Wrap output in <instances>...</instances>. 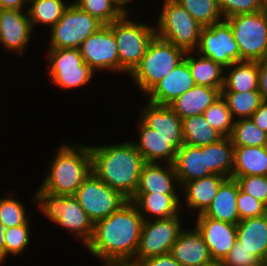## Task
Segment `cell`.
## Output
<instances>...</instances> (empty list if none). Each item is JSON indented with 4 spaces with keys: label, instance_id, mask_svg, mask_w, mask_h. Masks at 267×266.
Segmentation results:
<instances>
[{
    "label": "cell",
    "instance_id": "1",
    "mask_svg": "<svg viewBox=\"0 0 267 266\" xmlns=\"http://www.w3.org/2000/svg\"><path fill=\"white\" fill-rule=\"evenodd\" d=\"M143 217L128 200L117 211L94 223L91 240L83 248L100 262L132 261L137 252Z\"/></svg>",
    "mask_w": 267,
    "mask_h": 266
},
{
    "label": "cell",
    "instance_id": "2",
    "mask_svg": "<svg viewBox=\"0 0 267 266\" xmlns=\"http://www.w3.org/2000/svg\"><path fill=\"white\" fill-rule=\"evenodd\" d=\"M117 141L113 144L89 145L92 172L130 200L138 188L140 174L146 162L130 138Z\"/></svg>",
    "mask_w": 267,
    "mask_h": 266
},
{
    "label": "cell",
    "instance_id": "3",
    "mask_svg": "<svg viewBox=\"0 0 267 266\" xmlns=\"http://www.w3.org/2000/svg\"><path fill=\"white\" fill-rule=\"evenodd\" d=\"M48 161L43 180L33 192L74 195L92 173L90 147L80 142H60Z\"/></svg>",
    "mask_w": 267,
    "mask_h": 266
},
{
    "label": "cell",
    "instance_id": "4",
    "mask_svg": "<svg viewBox=\"0 0 267 266\" xmlns=\"http://www.w3.org/2000/svg\"><path fill=\"white\" fill-rule=\"evenodd\" d=\"M30 204L35 206L46 220L67 234L80 246L85 247L91 240L94 223L85 213L74 195L53 194L50 192L32 193ZM61 227V228H60Z\"/></svg>",
    "mask_w": 267,
    "mask_h": 266
},
{
    "label": "cell",
    "instance_id": "5",
    "mask_svg": "<svg viewBox=\"0 0 267 266\" xmlns=\"http://www.w3.org/2000/svg\"><path fill=\"white\" fill-rule=\"evenodd\" d=\"M141 21V18L137 20L136 15L133 17L132 13H125L108 24L117 42L121 76L124 74L128 77L134 71L156 36L155 24L144 19Z\"/></svg>",
    "mask_w": 267,
    "mask_h": 266
},
{
    "label": "cell",
    "instance_id": "6",
    "mask_svg": "<svg viewBox=\"0 0 267 266\" xmlns=\"http://www.w3.org/2000/svg\"><path fill=\"white\" fill-rule=\"evenodd\" d=\"M185 51L155 36L138 66L128 76L144 97L160 80L184 60Z\"/></svg>",
    "mask_w": 267,
    "mask_h": 266
},
{
    "label": "cell",
    "instance_id": "7",
    "mask_svg": "<svg viewBox=\"0 0 267 266\" xmlns=\"http://www.w3.org/2000/svg\"><path fill=\"white\" fill-rule=\"evenodd\" d=\"M161 1L163 4L160 2L159 13L154 14L155 20L151 18L155 24L156 36L185 52L195 51L203 26L176 0Z\"/></svg>",
    "mask_w": 267,
    "mask_h": 266
},
{
    "label": "cell",
    "instance_id": "8",
    "mask_svg": "<svg viewBox=\"0 0 267 266\" xmlns=\"http://www.w3.org/2000/svg\"><path fill=\"white\" fill-rule=\"evenodd\" d=\"M46 78L59 90H76L93 85L95 73L83 61L79 48L46 49ZM92 82V83H91Z\"/></svg>",
    "mask_w": 267,
    "mask_h": 266
},
{
    "label": "cell",
    "instance_id": "9",
    "mask_svg": "<svg viewBox=\"0 0 267 266\" xmlns=\"http://www.w3.org/2000/svg\"><path fill=\"white\" fill-rule=\"evenodd\" d=\"M240 51V61L267 58V10L226 18Z\"/></svg>",
    "mask_w": 267,
    "mask_h": 266
},
{
    "label": "cell",
    "instance_id": "10",
    "mask_svg": "<svg viewBox=\"0 0 267 266\" xmlns=\"http://www.w3.org/2000/svg\"><path fill=\"white\" fill-rule=\"evenodd\" d=\"M103 25L71 2L60 20L47 31L49 41L46 49L80 48L81 43Z\"/></svg>",
    "mask_w": 267,
    "mask_h": 266
},
{
    "label": "cell",
    "instance_id": "11",
    "mask_svg": "<svg viewBox=\"0 0 267 266\" xmlns=\"http://www.w3.org/2000/svg\"><path fill=\"white\" fill-rule=\"evenodd\" d=\"M185 215H175L165 219L144 220L141 228L140 241L134 259L137 263L143 259L170 253L180 232L191 222Z\"/></svg>",
    "mask_w": 267,
    "mask_h": 266
},
{
    "label": "cell",
    "instance_id": "12",
    "mask_svg": "<svg viewBox=\"0 0 267 266\" xmlns=\"http://www.w3.org/2000/svg\"><path fill=\"white\" fill-rule=\"evenodd\" d=\"M74 196L93 223L108 217L128 201L93 172L83 181Z\"/></svg>",
    "mask_w": 267,
    "mask_h": 266
},
{
    "label": "cell",
    "instance_id": "13",
    "mask_svg": "<svg viewBox=\"0 0 267 266\" xmlns=\"http://www.w3.org/2000/svg\"><path fill=\"white\" fill-rule=\"evenodd\" d=\"M83 61L97 74L107 72V75L121 76V66L118 60L117 42L108 25H103L97 32L87 37L80 46Z\"/></svg>",
    "mask_w": 267,
    "mask_h": 266
},
{
    "label": "cell",
    "instance_id": "14",
    "mask_svg": "<svg viewBox=\"0 0 267 266\" xmlns=\"http://www.w3.org/2000/svg\"><path fill=\"white\" fill-rule=\"evenodd\" d=\"M195 52L210 58L225 68L240 61L238 44L234 40L231 25L226 19L202 27Z\"/></svg>",
    "mask_w": 267,
    "mask_h": 266
},
{
    "label": "cell",
    "instance_id": "15",
    "mask_svg": "<svg viewBox=\"0 0 267 266\" xmlns=\"http://www.w3.org/2000/svg\"><path fill=\"white\" fill-rule=\"evenodd\" d=\"M34 31L27 10L1 9L0 45L3 51L18 58L26 56ZM17 54V55H16Z\"/></svg>",
    "mask_w": 267,
    "mask_h": 266
},
{
    "label": "cell",
    "instance_id": "16",
    "mask_svg": "<svg viewBox=\"0 0 267 266\" xmlns=\"http://www.w3.org/2000/svg\"><path fill=\"white\" fill-rule=\"evenodd\" d=\"M192 224L203 235L213 260H223L237 241V224L222 222L199 214Z\"/></svg>",
    "mask_w": 267,
    "mask_h": 266
},
{
    "label": "cell",
    "instance_id": "17",
    "mask_svg": "<svg viewBox=\"0 0 267 266\" xmlns=\"http://www.w3.org/2000/svg\"><path fill=\"white\" fill-rule=\"evenodd\" d=\"M226 178L222 175L211 174L184 183L181 186V210L185 213V217L187 218V215L192 213V216H188L192 219V217L203 214L216 197L219 187Z\"/></svg>",
    "mask_w": 267,
    "mask_h": 266
},
{
    "label": "cell",
    "instance_id": "18",
    "mask_svg": "<svg viewBox=\"0 0 267 266\" xmlns=\"http://www.w3.org/2000/svg\"><path fill=\"white\" fill-rule=\"evenodd\" d=\"M140 107L138 118L164 138H173V147L178 151L184 145L181 118L169 105L148 102Z\"/></svg>",
    "mask_w": 267,
    "mask_h": 266
},
{
    "label": "cell",
    "instance_id": "19",
    "mask_svg": "<svg viewBox=\"0 0 267 266\" xmlns=\"http://www.w3.org/2000/svg\"><path fill=\"white\" fill-rule=\"evenodd\" d=\"M137 138L130 139L147 163L173 164L177 150L173 147V138H164L137 117ZM136 138V139H135Z\"/></svg>",
    "mask_w": 267,
    "mask_h": 266
},
{
    "label": "cell",
    "instance_id": "20",
    "mask_svg": "<svg viewBox=\"0 0 267 266\" xmlns=\"http://www.w3.org/2000/svg\"><path fill=\"white\" fill-rule=\"evenodd\" d=\"M195 86L188 63L181 61L172 71L160 80L144 97L157 105H169L180 95Z\"/></svg>",
    "mask_w": 267,
    "mask_h": 266
},
{
    "label": "cell",
    "instance_id": "21",
    "mask_svg": "<svg viewBox=\"0 0 267 266\" xmlns=\"http://www.w3.org/2000/svg\"><path fill=\"white\" fill-rule=\"evenodd\" d=\"M170 254L181 266H203L213 260L203 235L190 222L180 232Z\"/></svg>",
    "mask_w": 267,
    "mask_h": 266
},
{
    "label": "cell",
    "instance_id": "22",
    "mask_svg": "<svg viewBox=\"0 0 267 266\" xmlns=\"http://www.w3.org/2000/svg\"><path fill=\"white\" fill-rule=\"evenodd\" d=\"M181 194L173 164L145 163L135 194Z\"/></svg>",
    "mask_w": 267,
    "mask_h": 266
},
{
    "label": "cell",
    "instance_id": "23",
    "mask_svg": "<svg viewBox=\"0 0 267 266\" xmlns=\"http://www.w3.org/2000/svg\"><path fill=\"white\" fill-rule=\"evenodd\" d=\"M130 201L136 205L143 220L185 215L181 210V194H134Z\"/></svg>",
    "mask_w": 267,
    "mask_h": 266
},
{
    "label": "cell",
    "instance_id": "24",
    "mask_svg": "<svg viewBox=\"0 0 267 266\" xmlns=\"http://www.w3.org/2000/svg\"><path fill=\"white\" fill-rule=\"evenodd\" d=\"M239 188L235 178H226L219 187L216 197L203 215L222 222L237 224L240 221L237 208Z\"/></svg>",
    "mask_w": 267,
    "mask_h": 266
},
{
    "label": "cell",
    "instance_id": "25",
    "mask_svg": "<svg viewBox=\"0 0 267 266\" xmlns=\"http://www.w3.org/2000/svg\"><path fill=\"white\" fill-rule=\"evenodd\" d=\"M237 240L259 261L267 257V213L237 223Z\"/></svg>",
    "mask_w": 267,
    "mask_h": 266
},
{
    "label": "cell",
    "instance_id": "26",
    "mask_svg": "<svg viewBox=\"0 0 267 266\" xmlns=\"http://www.w3.org/2000/svg\"><path fill=\"white\" fill-rule=\"evenodd\" d=\"M221 89L195 85L170 103L169 107L181 119L203 114L221 95Z\"/></svg>",
    "mask_w": 267,
    "mask_h": 266
},
{
    "label": "cell",
    "instance_id": "27",
    "mask_svg": "<svg viewBox=\"0 0 267 266\" xmlns=\"http://www.w3.org/2000/svg\"><path fill=\"white\" fill-rule=\"evenodd\" d=\"M174 168L180 186L212 173L206 168L205 152L201 147L184 144L176 153Z\"/></svg>",
    "mask_w": 267,
    "mask_h": 266
},
{
    "label": "cell",
    "instance_id": "28",
    "mask_svg": "<svg viewBox=\"0 0 267 266\" xmlns=\"http://www.w3.org/2000/svg\"><path fill=\"white\" fill-rule=\"evenodd\" d=\"M184 60L188 63L195 85L223 88L225 67L221 64L195 51L186 52Z\"/></svg>",
    "mask_w": 267,
    "mask_h": 266
},
{
    "label": "cell",
    "instance_id": "29",
    "mask_svg": "<svg viewBox=\"0 0 267 266\" xmlns=\"http://www.w3.org/2000/svg\"><path fill=\"white\" fill-rule=\"evenodd\" d=\"M258 61H239L225 68L221 91L244 92L259 90Z\"/></svg>",
    "mask_w": 267,
    "mask_h": 266
},
{
    "label": "cell",
    "instance_id": "30",
    "mask_svg": "<svg viewBox=\"0 0 267 266\" xmlns=\"http://www.w3.org/2000/svg\"><path fill=\"white\" fill-rule=\"evenodd\" d=\"M267 176V146L234 147L232 177Z\"/></svg>",
    "mask_w": 267,
    "mask_h": 266
},
{
    "label": "cell",
    "instance_id": "31",
    "mask_svg": "<svg viewBox=\"0 0 267 266\" xmlns=\"http://www.w3.org/2000/svg\"><path fill=\"white\" fill-rule=\"evenodd\" d=\"M72 0H29L28 14L34 33L39 26L48 31L60 20Z\"/></svg>",
    "mask_w": 267,
    "mask_h": 266
},
{
    "label": "cell",
    "instance_id": "32",
    "mask_svg": "<svg viewBox=\"0 0 267 266\" xmlns=\"http://www.w3.org/2000/svg\"><path fill=\"white\" fill-rule=\"evenodd\" d=\"M201 152H205L206 168L212 174L232 177L234 145L230 137H224L219 142L201 146Z\"/></svg>",
    "mask_w": 267,
    "mask_h": 266
},
{
    "label": "cell",
    "instance_id": "33",
    "mask_svg": "<svg viewBox=\"0 0 267 266\" xmlns=\"http://www.w3.org/2000/svg\"><path fill=\"white\" fill-rule=\"evenodd\" d=\"M184 144L206 146L219 142L224 136L212 128L203 114L181 119Z\"/></svg>",
    "mask_w": 267,
    "mask_h": 266
},
{
    "label": "cell",
    "instance_id": "34",
    "mask_svg": "<svg viewBox=\"0 0 267 266\" xmlns=\"http://www.w3.org/2000/svg\"><path fill=\"white\" fill-rule=\"evenodd\" d=\"M221 95L226 100L228 109L235 121L250 118L263 102L259 90L221 91Z\"/></svg>",
    "mask_w": 267,
    "mask_h": 266
},
{
    "label": "cell",
    "instance_id": "35",
    "mask_svg": "<svg viewBox=\"0 0 267 266\" xmlns=\"http://www.w3.org/2000/svg\"><path fill=\"white\" fill-rule=\"evenodd\" d=\"M4 196L0 197V222L5 228H11L25 224L31 217L32 210L28 211L18 194L10 188L4 191ZM7 194V195H6ZM28 211V212H27ZM29 213V214H28Z\"/></svg>",
    "mask_w": 267,
    "mask_h": 266
},
{
    "label": "cell",
    "instance_id": "36",
    "mask_svg": "<svg viewBox=\"0 0 267 266\" xmlns=\"http://www.w3.org/2000/svg\"><path fill=\"white\" fill-rule=\"evenodd\" d=\"M31 218L23 225L14 226L11 228H5L4 235V262L8 260V257L14 259L19 257L24 252H27L30 245L32 230Z\"/></svg>",
    "mask_w": 267,
    "mask_h": 266
},
{
    "label": "cell",
    "instance_id": "37",
    "mask_svg": "<svg viewBox=\"0 0 267 266\" xmlns=\"http://www.w3.org/2000/svg\"><path fill=\"white\" fill-rule=\"evenodd\" d=\"M230 139L234 147L267 146V133L256 126L250 118L234 122Z\"/></svg>",
    "mask_w": 267,
    "mask_h": 266
},
{
    "label": "cell",
    "instance_id": "38",
    "mask_svg": "<svg viewBox=\"0 0 267 266\" xmlns=\"http://www.w3.org/2000/svg\"><path fill=\"white\" fill-rule=\"evenodd\" d=\"M203 27L213 25L221 20L218 0H176Z\"/></svg>",
    "mask_w": 267,
    "mask_h": 266
},
{
    "label": "cell",
    "instance_id": "39",
    "mask_svg": "<svg viewBox=\"0 0 267 266\" xmlns=\"http://www.w3.org/2000/svg\"><path fill=\"white\" fill-rule=\"evenodd\" d=\"M203 116L212 128L224 137H230L235 120L222 95L203 112Z\"/></svg>",
    "mask_w": 267,
    "mask_h": 266
},
{
    "label": "cell",
    "instance_id": "40",
    "mask_svg": "<svg viewBox=\"0 0 267 266\" xmlns=\"http://www.w3.org/2000/svg\"><path fill=\"white\" fill-rule=\"evenodd\" d=\"M72 2L104 25L111 24L125 14L113 0H72Z\"/></svg>",
    "mask_w": 267,
    "mask_h": 266
},
{
    "label": "cell",
    "instance_id": "41",
    "mask_svg": "<svg viewBox=\"0 0 267 266\" xmlns=\"http://www.w3.org/2000/svg\"><path fill=\"white\" fill-rule=\"evenodd\" d=\"M224 19L237 14L256 13L266 9V0H218Z\"/></svg>",
    "mask_w": 267,
    "mask_h": 266
},
{
    "label": "cell",
    "instance_id": "42",
    "mask_svg": "<svg viewBox=\"0 0 267 266\" xmlns=\"http://www.w3.org/2000/svg\"><path fill=\"white\" fill-rule=\"evenodd\" d=\"M235 178L240 189L267 206V176H242Z\"/></svg>",
    "mask_w": 267,
    "mask_h": 266
},
{
    "label": "cell",
    "instance_id": "43",
    "mask_svg": "<svg viewBox=\"0 0 267 266\" xmlns=\"http://www.w3.org/2000/svg\"><path fill=\"white\" fill-rule=\"evenodd\" d=\"M237 208L240 220L260 217L267 213V206L264 203L243 192L240 188L237 195Z\"/></svg>",
    "mask_w": 267,
    "mask_h": 266
},
{
    "label": "cell",
    "instance_id": "44",
    "mask_svg": "<svg viewBox=\"0 0 267 266\" xmlns=\"http://www.w3.org/2000/svg\"><path fill=\"white\" fill-rule=\"evenodd\" d=\"M259 260L241 246V243L237 240L234 243L233 248L222 260L225 266H249L256 264Z\"/></svg>",
    "mask_w": 267,
    "mask_h": 266
},
{
    "label": "cell",
    "instance_id": "45",
    "mask_svg": "<svg viewBox=\"0 0 267 266\" xmlns=\"http://www.w3.org/2000/svg\"><path fill=\"white\" fill-rule=\"evenodd\" d=\"M138 266H181L170 253L143 259L137 262Z\"/></svg>",
    "mask_w": 267,
    "mask_h": 266
},
{
    "label": "cell",
    "instance_id": "46",
    "mask_svg": "<svg viewBox=\"0 0 267 266\" xmlns=\"http://www.w3.org/2000/svg\"><path fill=\"white\" fill-rule=\"evenodd\" d=\"M259 92L263 102H267V58L258 62Z\"/></svg>",
    "mask_w": 267,
    "mask_h": 266
},
{
    "label": "cell",
    "instance_id": "47",
    "mask_svg": "<svg viewBox=\"0 0 267 266\" xmlns=\"http://www.w3.org/2000/svg\"><path fill=\"white\" fill-rule=\"evenodd\" d=\"M250 119L256 126L267 133V102H262Z\"/></svg>",
    "mask_w": 267,
    "mask_h": 266
},
{
    "label": "cell",
    "instance_id": "48",
    "mask_svg": "<svg viewBox=\"0 0 267 266\" xmlns=\"http://www.w3.org/2000/svg\"><path fill=\"white\" fill-rule=\"evenodd\" d=\"M28 0H0L1 9L28 10Z\"/></svg>",
    "mask_w": 267,
    "mask_h": 266
},
{
    "label": "cell",
    "instance_id": "49",
    "mask_svg": "<svg viewBox=\"0 0 267 266\" xmlns=\"http://www.w3.org/2000/svg\"><path fill=\"white\" fill-rule=\"evenodd\" d=\"M116 5L124 12V13H132V7L135 6L137 0H113ZM131 4V5H130ZM129 6V7H128ZM131 9V10H130ZM130 10V11H129Z\"/></svg>",
    "mask_w": 267,
    "mask_h": 266
},
{
    "label": "cell",
    "instance_id": "50",
    "mask_svg": "<svg viewBox=\"0 0 267 266\" xmlns=\"http://www.w3.org/2000/svg\"><path fill=\"white\" fill-rule=\"evenodd\" d=\"M4 235L5 227L0 222V261H4Z\"/></svg>",
    "mask_w": 267,
    "mask_h": 266
},
{
    "label": "cell",
    "instance_id": "51",
    "mask_svg": "<svg viewBox=\"0 0 267 266\" xmlns=\"http://www.w3.org/2000/svg\"><path fill=\"white\" fill-rule=\"evenodd\" d=\"M102 266H138L137 263L131 261H117V262H100Z\"/></svg>",
    "mask_w": 267,
    "mask_h": 266
},
{
    "label": "cell",
    "instance_id": "52",
    "mask_svg": "<svg viewBox=\"0 0 267 266\" xmlns=\"http://www.w3.org/2000/svg\"><path fill=\"white\" fill-rule=\"evenodd\" d=\"M203 266H225L221 260H212Z\"/></svg>",
    "mask_w": 267,
    "mask_h": 266
},
{
    "label": "cell",
    "instance_id": "53",
    "mask_svg": "<svg viewBox=\"0 0 267 266\" xmlns=\"http://www.w3.org/2000/svg\"><path fill=\"white\" fill-rule=\"evenodd\" d=\"M249 266H267L265 260H260L256 264L249 265Z\"/></svg>",
    "mask_w": 267,
    "mask_h": 266
},
{
    "label": "cell",
    "instance_id": "54",
    "mask_svg": "<svg viewBox=\"0 0 267 266\" xmlns=\"http://www.w3.org/2000/svg\"><path fill=\"white\" fill-rule=\"evenodd\" d=\"M4 263H5L4 261H0V266H4L3 265Z\"/></svg>",
    "mask_w": 267,
    "mask_h": 266
}]
</instances>
